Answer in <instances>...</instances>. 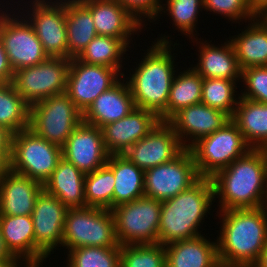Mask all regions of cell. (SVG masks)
<instances>
[{"label": "cell", "mask_w": 267, "mask_h": 267, "mask_svg": "<svg viewBox=\"0 0 267 267\" xmlns=\"http://www.w3.org/2000/svg\"><path fill=\"white\" fill-rule=\"evenodd\" d=\"M170 36L172 35L161 33L160 37L152 41L150 48L143 50L146 52L141 55V60L138 59L139 63L132 62L136 63V66L127 70L129 77L123 75L135 107L154 112L160 121H167V102L178 66L175 64L177 53L173 52L180 47V43L172 41Z\"/></svg>", "instance_id": "6da1fadb"}, {"label": "cell", "mask_w": 267, "mask_h": 267, "mask_svg": "<svg viewBox=\"0 0 267 267\" xmlns=\"http://www.w3.org/2000/svg\"><path fill=\"white\" fill-rule=\"evenodd\" d=\"M220 266L254 267L267 244V206L217 211Z\"/></svg>", "instance_id": "7a4b0ae2"}, {"label": "cell", "mask_w": 267, "mask_h": 267, "mask_svg": "<svg viewBox=\"0 0 267 267\" xmlns=\"http://www.w3.org/2000/svg\"><path fill=\"white\" fill-rule=\"evenodd\" d=\"M211 180L217 211L267 206V161L263 149H250Z\"/></svg>", "instance_id": "3957f363"}, {"label": "cell", "mask_w": 267, "mask_h": 267, "mask_svg": "<svg viewBox=\"0 0 267 267\" xmlns=\"http://www.w3.org/2000/svg\"><path fill=\"white\" fill-rule=\"evenodd\" d=\"M213 203L212 180L203 177L187 190L162 201L158 243L165 246L203 235L201 226L210 215Z\"/></svg>", "instance_id": "277c9868"}, {"label": "cell", "mask_w": 267, "mask_h": 267, "mask_svg": "<svg viewBox=\"0 0 267 267\" xmlns=\"http://www.w3.org/2000/svg\"><path fill=\"white\" fill-rule=\"evenodd\" d=\"M120 247L111 210L69 208L63 228L62 247L66 253L78 247Z\"/></svg>", "instance_id": "5b68a950"}, {"label": "cell", "mask_w": 267, "mask_h": 267, "mask_svg": "<svg viewBox=\"0 0 267 267\" xmlns=\"http://www.w3.org/2000/svg\"><path fill=\"white\" fill-rule=\"evenodd\" d=\"M2 1L5 0L0 1V39L13 71L45 61L48 55L44 52L32 25L20 12L17 13L16 6L14 8L8 0L5 6Z\"/></svg>", "instance_id": "8992f818"}, {"label": "cell", "mask_w": 267, "mask_h": 267, "mask_svg": "<svg viewBox=\"0 0 267 267\" xmlns=\"http://www.w3.org/2000/svg\"><path fill=\"white\" fill-rule=\"evenodd\" d=\"M252 149L230 119L222 128L195 142L191 151L200 177L212 178Z\"/></svg>", "instance_id": "52a82bcc"}, {"label": "cell", "mask_w": 267, "mask_h": 267, "mask_svg": "<svg viewBox=\"0 0 267 267\" xmlns=\"http://www.w3.org/2000/svg\"><path fill=\"white\" fill-rule=\"evenodd\" d=\"M61 158L60 146L50 143L27 128L13 133L11 157L7 167L44 185Z\"/></svg>", "instance_id": "ba28073f"}, {"label": "cell", "mask_w": 267, "mask_h": 267, "mask_svg": "<svg viewBox=\"0 0 267 267\" xmlns=\"http://www.w3.org/2000/svg\"><path fill=\"white\" fill-rule=\"evenodd\" d=\"M11 1L17 4V11L32 25L48 57L68 59L66 0Z\"/></svg>", "instance_id": "9c48e42d"}, {"label": "cell", "mask_w": 267, "mask_h": 267, "mask_svg": "<svg viewBox=\"0 0 267 267\" xmlns=\"http://www.w3.org/2000/svg\"><path fill=\"white\" fill-rule=\"evenodd\" d=\"M82 121L83 113L66 93L50 96L30 106L29 128L61 148Z\"/></svg>", "instance_id": "30bf717a"}, {"label": "cell", "mask_w": 267, "mask_h": 267, "mask_svg": "<svg viewBox=\"0 0 267 267\" xmlns=\"http://www.w3.org/2000/svg\"><path fill=\"white\" fill-rule=\"evenodd\" d=\"M162 201L146 196L111 209L122 244L158 243Z\"/></svg>", "instance_id": "8fae6325"}, {"label": "cell", "mask_w": 267, "mask_h": 267, "mask_svg": "<svg viewBox=\"0 0 267 267\" xmlns=\"http://www.w3.org/2000/svg\"><path fill=\"white\" fill-rule=\"evenodd\" d=\"M70 59L48 57L42 63L14 71L12 84L31 106L66 92Z\"/></svg>", "instance_id": "7c38bea8"}, {"label": "cell", "mask_w": 267, "mask_h": 267, "mask_svg": "<svg viewBox=\"0 0 267 267\" xmlns=\"http://www.w3.org/2000/svg\"><path fill=\"white\" fill-rule=\"evenodd\" d=\"M67 210L58 198L44 190L36 198L31 215L35 234V267H42L56 249H61Z\"/></svg>", "instance_id": "4fadbf2b"}, {"label": "cell", "mask_w": 267, "mask_h": 267, "mask_svg": "<svg viewBox=\"0 0 267 267\" xmlns=\"http://www.w3.org/2000/svg\"><path fill=\"white\" fill-rule=\"evenodd\" d=\"M200 178L191 151L185 149L174 160L144 171V196L164 201L187 190Z\"/></svg>", "instance_id": "5bb4252c"}, {"label": "cell", "mask_w": 267, "mask_h": 267, "mask_svg": "<svg viewBox=\"0 0 267 267\" xmlns=\"http://www.w3.org/2000/svg\"><path fill=\"white\" fill-rule=\"evenodd\" d=\"M122 77L115 68L87 64L71 58L65 93L84 113L100 94L109 90Z\"/></svg>", "instance_id": "9a60e30c"}, {"label": "cell", "mask_w": 267, "mask_h": 267, "mask_svg": "<svg viewBox=\"0 0 267 267\" xmlns=\"http://www.w3.org/2000/svg\"><path fill=\"white\" fill-rule=\"evenodd\" d=\"M185 147L168 121H160L142 139L129 147L125 155L144 171L174 160Z\"/></svg>", "instance_id": "2e32d148"}, {"label": "cell", "mask_w": 267, "mask_h": 267, "mask_svg": "<svg viewBox=\"0 0 267 267\" xmlns=\"http://www.w3.org/2000/svg\"><path fill=\"white\" fill-rule=\"evenodd\" d=\"M79 1L91 12L98 35L121 39L132 49L134 35L140 36L139 33H142L145 27L117 0Z\"/></svg>", "instance_id": "e0dca14e"}, {"label": "cell", "mask_w": 267, "mask_h": 267, "mask_svg": "<svg viewBox=\"0 0 267 267\" xmlns=\"http://www.w3.org/2000/svg\"><path fill=\"white\" fill-rule=\"evenodd\" d=\"M109 154L104 147L101 128L81 122L62 147V157L84 174L107 163Z\"/></svg>", "instance_id": "ac0fdd59"}, {"label": "cell", "mask_w": 267, "mask_h": 267, "mask_svg": "<svg viewBox=\"0 0 267 267\" xmlns=\"http://www.w3.org/2000/svg\"><path fill=\"white\" fill-rule=\"evenodd\" d=\"M230 119L225 112L201 102L181 109L168 122L185 149H189L201 138L222 128Z\"/></svg>", "instance_id": "d6986e66"}, {"label": "cell", "mask_w": 267, "mask_h": 267, "mask_svg": "<svg viewBox=\"0 0 267 267\" xmlns=\"http://www.w3.org/2000/svg\"><path fill=\"white\" fill-rule=\"evenodd\" d=\"M159 122L160 119L154 112L136 107L122 119L103 126L101 131L107 153L123 154Z\"/></svg>", "instance_id": "ffe728a7"}, {"label": "cell", "mask_w": 267, "mask_h": 267, "mask_svg": "<svg viewBox=\"0 0 267 267\" xmlns=\"http://www.w3.org/2000/svg\"><path fill=\"white\" fill-rule=\"evenodd\" d=\"M43 185L5 167L0 171V215H32Z\"/></svg>", "instance_id": "44dd1931"}, {"label": "cell", "mask_w": 267, "mask_h": 267, "mask_svg": "<svg viewBox=\"0 0 267 267\" xmlns=\"http://www.w3.org/2000/svg\"><path fill=\"white\" fill-rule=\"evenodd\" d=\"M191 43L196 42L198 46L197 64L192 68L202 78H220L241 82V69L239 68L237 57L235 55L231 42L226 38L222 44L214 45L212 40H204L203 38H190ZM195 39V40H194ZM198 39L200 41H198Z\"/></svg>", "instance_id": "7402d4cb"}, {"label": "cell", "mask_w": 267, "mask_h": 267, "mask_svg": "<svg viewBox=\"0 0 267 267\" xmlns=\"http://www.w3.org/2000/svg\"><path fill=\"white\" fill-rule=\"evenodd\" d=\"M135 107L127 81L122 77L100 94L83 113V122L102 128L127 116Z\"/></svg>", "instance_id": "603a6c76"}, {"label": "cell", "mask_w": 267, "mask_h": 267, "mask_svg": "<svg viewBox=\"0 0 267 267\" xmlns=\"http://www.w3.org/2000/svg\"><path fill=\"white\" fill-rule=\"evenodd\" d=\"M238 35L229 36L239 68L267 66V18L256 17Z\"/></svg>", "instance_id": "cb8c5ba5"}, {"label": "cell", "mask_w": 267, "mask_h": 267, "mask_svg": "<svg viewBox=\"0 0 267 267\" xmlns=\"http://www.w3.org/2000/svg\"><path fill=\"white\" fill-rule=\"evenodd\" d=\"M204 235L165 245L166 267H219L217 241Z\"/></svg>", "instance_id": "d4e9b609"}, {"label": "cell", "mask_w": 267, "mask_h": 267, "mask_svg": "<svg viewBox=\"0 0 267 267\" xmlns=\"http://www.w3.org/2000/svg\"><path fill=\"white\" fill-rule=\"evenodd\" d=\"M85 175L74 164L62 157L43 190L58 198L68 209L86 207Z\"/></svg>", "instance_id": "484cf974"}, {"label": "cell", "mask_w": 267, "mask_h": 267, "mask_svg": "<svg viewBox=\"0 0 267 267\" xmlns=\"http://www.w3.org/2000/svg\"><path fill=\"white\" fill-rule=\"evenodd\" d=\"M0 228L10 252L26 267H35V234L31 215H0Z\"/></svg>", "instance_id": "4316f807"}, {"label": "cell", "mask_w": 267, "mask_h": 267, "mask_svg": "<svg viewBox=\"0 0 267 267\" xmlns=\"http://www.w3.org/2000/svg\"><path fill=\"white\" fill-rule=\"evenodd\" d=\"M231 120L252 149L267 147V104L240 97Z\"/></svg>", "instance_id": "83f0119b"}, {"label": "cell", "mask_w": 267, "mask_h": 267, "mask_svg": "<svg viewBox=\"0 0 267 267\" xmlns=\"http://www.w3.org/2000/svg\"><path fill=\"white\" fill-rule=\"evenodd\" d=\"M115 177L113 208L144 196V170L123 154L109 155L106 163Z\"/></svg>", "instance_id": "f1b7e54d"}, {"label": "cell", "mask_w": 267, "mask_h": 267, "mask_svg": "<svg viewBox=\"0 0 267 267\" xmlns=\"http://www.w3.org/2000/svg\"><path fill=\"white\" fill-rule=\"evenodd\" d=\"M68 59L77 58L98 34L91 12L79 0H66Z\"/></svg>", "instance_id": "f546056e"}, {"label": "cell", "mask_w": 267, "mask_h": 267, "mask_svg": "<svg viewBox=\"0 0 267 267\" xmlns=\"http://www.w3.org/2000/svg\"><path fill=\"white\" fill-rule=\"evenodd\" d=\"M185 69L179 71L177 68L173 78L167 102V121L181 109L201 103L203 78L191 66Z\"/></svg>", "instance_id": "4dcf8cb0"}, {"label": "cell", "mask_w": 267, "mask_h": 267, "mask_svg": "<svg viewBox=\"0 0 267 267\" xmlns=\"http://www.w3.org/2000/svg\"><path fill=\"white\" fill-rule=\"evenodd\" d=\"M129 47L118 38L97 35L80 53L77 59L81 62L94 65H102L117 69L122 75L126 69L122 64L129 55ZM123 71V72H122Z\"/></svg>", "instance_id": "1f68e13d"}, {"label": "cell", "mask_w": 267, "mask_h": 267, "mask_svg": "<svg viewBox=\"0 0 267 267\" xmlns=\"http://www.w3.org/2000/svg\"><path fill=\"white\" fill-rule=\"evenodd\" d=\"M30 105L12 83H0V126L11 133L29 128Z\"/></svg>", "instance_id": "d6a6232c"}, {"label": "cell", "mask_w": 267, "mask_h": 267, "mask_svg": "<svg viewBox=\"0 0 267 267\" xmlns=\"http://www.w3.org/2000/svg\"><path fill=\"white\" fill-rule=\"evenodd\" d=\"M160 12L155 21L163 15H168L172 20L174 29L190 38L199 36L196 27L200 11H203V0H163ZM196 32V33H195ZM198 34V35H197Z\"/></svg>", "instance_id": "836d02e7"}, {"label": "cell", "mask_w": 267, "mask_h": 267, "mask_svg": "<svg viewBox=\"0 0 267 267\" xmlns=\"http://www.w3.org/2000/svg\"><path fill=\"white\" fill-rule=\"evenodd\" d=\"M114 183V173L107 164L87 173L84 186L86 207L111 210L113 208Z\"/></svg>", "instance_id": "e575fe53"}, {"label": "cell", "mask_w": 267, "mask_h": 267, "mask_svg": "<svg viewBox=\"0 0 267 267\" xmlns=\"http://www.w3.org/2000/svg\"><path fill=\"white\" fill-rule=\"evenodd\" d=\"M237 85L234 80L203 78L201 102L232 117L240 98Z\"/></svg>", "instance_id": "d590c367"}, {"label": "cell", "mask_w": 267, "mask_h": 267, "mask_svg": "<svg viewBox=\"0 0 267 267\" xmlns=\"http://www.w3.org/2000/svg\"><path fill=\"white\" fill-rule=\"evenodd\" d=\"M66 255V267H120V247H78Z\"/></svg>", "instance_id": "8d00e7d4"}, {"label": "cell", "mask_w": 267, "mask_h": 267, "mask_svg": "<svg viewBox=\"0 0 267 267\" xmlns=\"http://www.w3.org/2000/svg\"><path fill=\"white\" fill-rule=\"evenodd\" d=\"M120 267H166L165 247L159 243L122 244Z\"/></svg>", "instance_id": "74e56055"}, {"label": "cell", "mask_w": 267, "mask_h": 267, "mask_svg": "<svg viewBox=\"0 0 267 267\" xmlns=\"http://www.w3.org/2000/svg\"><path fill=\"white\" fill-rule=\"evenodd\" d=\"M203 9L208 14H216L226 18L231 24H242L247 23L250 20L256 18L248 5L247 0H203ZM212 12V13H210ZM218 14V15H217ZM244 21V23H243Z\"/></svg>", "instance_id": "f35d334b"}, {"label": "cell", "mask_w": 267, "mask_h": 267, "mask_svg": "<svg viewBox=\"0 0 267 267\" xmlns=\"http://www.w3.org/2000/svg\"><path fill=\"white\" fill-rule=\"evenodd\" d=\"M241 80L240 97L267 104V66L242 69Z\"/></svg>", "instance_id": "ab89813d"}, {"label": "cell", "mask_w": 267, "mask_h": 267, "mask_svg": "<svg viewBox=\"0 0 267 267\" xmlns=\"http://www.w3.org/2000/svg\"><path fill=\"white\" fill-rule=\"evenodd\" d=\"M145 28L155 22L163 0H117Z\"/></svg>", "instance_id": "60d3db41"}, {"label": "cell", "mask_w": 267, "mask_h": 267, "mask_svg": "<svg viewBox=\"0 0 267 267\" xmlns=\"http://www.w3.org/2000/svg\"><path fill=\"white\" fill-rule=\"evenodd\" d=\"M12 135L8 129L0 126V171L8 166L11 157Z\"/></svg>", "instance_id": "b9f144b4"}, {"label": "cell", "mask_w": 267, "mask_h": 267, "mask_svg": "<svg viewBox=\"0 0 267 267\" xmlns=\"http://www.w3.org/2000/svg\"><path fill=\"white\" fill-rule=\"evenodd\" d=\"M14 71L9 64L7 53L0 39V83H12Z\"/></svg>", "instance_id": "7bdbcfd3"}, {"label": "cell", "mask_w": 267, "mask_h": 267, "mask_svg": "<svg viewBox=\"0 0 267 267\" xmlns=\"http://www.w3.org/2000/svg\"><path fill=\"white\" fill-rule=\"evenodd\" d=\"M255 17L267 18V0H247Z\"/></svg>", "instance_id": "ee69618b"}, {"label": "cell", "mask_w": 267, "mask_h": 267, "mask_svg": "<svg viewBox=\"0 0 267 267\" xmlns=\"http://www.w3.org/2000/svg\"><path fill=\"white\" fill-rule=\"evenodd\" d=\"M0 259H17L7 248L0 228Z\"/></svg>", "instance_id": "f6af8a7d"}, {"label": "cell", "mask_w": 267, "mask_h": 267, "mask_svg": "<svg viewBox=\"0 0 267 267\" xmlns=\"http://www.w3.org/2000/svg\"><path fill=\"white\" fill-rule=\"evenodd\" d=\"M0 267H26L18 259H0Z\"/></svg>", "instance_id": "bcb514c9"}, {"label": "cell", "mask_w": 267, "mask_h": 267, "mask_svg": "<svg viewBox=\"0 0 267 267\" xmlns=\"http://www.w3.org/2000/svg\"><path fill=\"white\" fill-rule=\"evenodd\" d=\"M254 267H267V244L265 245L260 258Z\"/></svg>", "instance_id": "7dc6e473"}, {"label": "cell", "mask_w": 267, "mask_h": 267, "mask_svg": "<svg viewBox=\"0 0 267 267\" xmlns=\"http://www.w3.org/2000/svg\"><path fill=\"white\" fill-rule=\"evenodd\" d=\"M263 152H264V155H265V158H266V161H267V147L263 148Z\"/></svg>", "instance_id": "c3c4849f"}]
</instances>
